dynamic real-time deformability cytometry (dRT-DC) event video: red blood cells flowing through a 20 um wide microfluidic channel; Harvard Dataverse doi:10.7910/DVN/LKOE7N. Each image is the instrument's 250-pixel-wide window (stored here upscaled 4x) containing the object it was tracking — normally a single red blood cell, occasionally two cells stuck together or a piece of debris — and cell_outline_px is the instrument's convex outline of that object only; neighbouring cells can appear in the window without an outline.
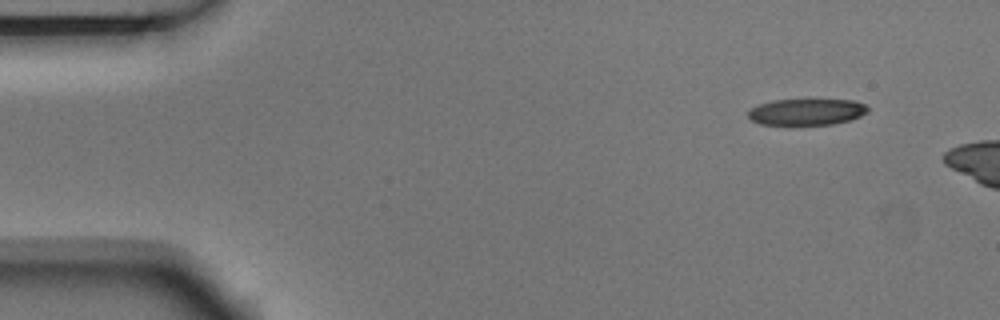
{"species": "Egyptian fruit bat (a non-hibernating species)", "species_latin": "Rousettus aegyptiacus", "temperature_condition": "room temperature", "stored_images_in_passage": 3, "camera_frame_rate_fps": 3000, "um_per_image_px": 0.085, "animal": {"sex": "male"}, "frame": {"image": 1, "passage_image": 1, "time_ms": 0.0, "image_size_px": [1000, 320], "cell_outline_px": [[868, 112], [860, 116], [848, 120], [832, 124], [760, 124], [752, 120], [748, 116], [748, 112], [752, 108], [760, 104], [772, 100], [852, 100], [864, 104], [868, 108]], "centroid_in_image_um": [68.56, 9.5], "position_along_channel_um": 16.4, "area_um2": 18.03}}